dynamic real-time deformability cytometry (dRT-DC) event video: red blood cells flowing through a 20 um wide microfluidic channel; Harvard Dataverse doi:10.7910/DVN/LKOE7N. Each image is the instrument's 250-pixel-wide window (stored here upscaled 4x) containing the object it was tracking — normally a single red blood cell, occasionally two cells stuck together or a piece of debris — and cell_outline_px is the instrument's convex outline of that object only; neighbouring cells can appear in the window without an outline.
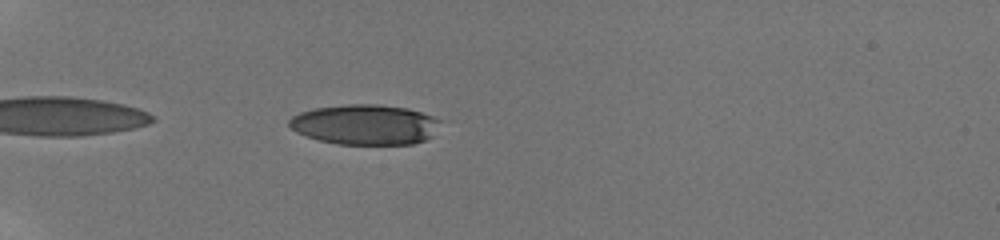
{"species": "human", "species_latin": "Homo sapiens", "temperature_condition": "room temperature", "stored_images_in_passage": 40, "camera_frame_rate_fps": 3000, "um_per_image_px": 0.085, "donor": {"sex": "male"}, "frame": {"image": 1, "passage_image": 3, "time_ms": 0.667, "image_size_px": [1000, 240], "cell_outline_px": [[440, 120], [432, 136], [424, 140], [412, 144], [340, 144], [320, 140], [296, 132], [288, 124], [288, 120], [292, 116], [300, 112], [312, 108], [348, 104], [376, 104], [408, 108], [432, 116]], "centroid_in_image_um": [31.0, 10.58], "position_along_channel_um": 54.0, "area_um2": 35.2}}
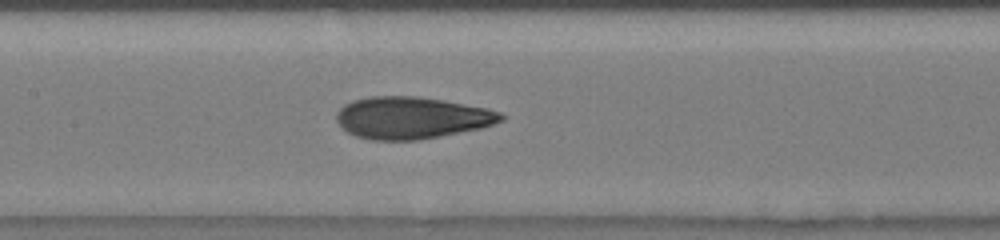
{"frame": {"image": 2, "passage_image": 15, "time_ms": 4.667, "image_size_px": [1000, 240], "cell_outline_px": [[504, 120], [480, 128], [440, 136], [416, 140], [372, 140], [356, 136], [348, 132], [336, 120], [336, 112], [344, 104], [352, 100], [368, 96], [416, 96], [444, 100], [488, 108], [500, 112], [504, 116]], "centroid_in_image_um": [34.97, 10.0], "position_along_channel_um": 172.4, "area_um2": 40.23}}
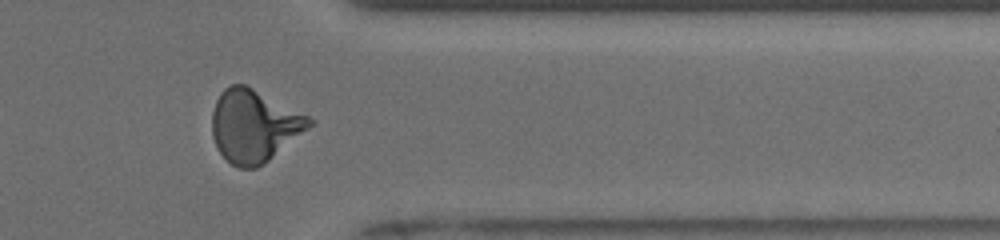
{"frame": {"image": 3, "passage_image": 32, "time_ms": 10.333, "image_size_px": [1000, 240], "cell_outline_px": [[316, 124], [264, 164], [256, 168], [240, 168], [232, 164], [216, 148], [212, 136], [212, 112], [216, 100], [220, 92], [224, 88], [232, 84], [244, 84], [316, 120]], "centroid_in_image_um": [21.61, 10.71], "position_along_channel_um": 389.8, "area_um2": 41.1}, "authors_computed_cell_mechanics": {"area_um2": 38.9572, "velocity_mm_per_s": 3.8888, "shape_relaxation_time_tau1_ms": 6.0328, "shape_relaxation_time_tau2_ms": 1.1902, "deformation_change_tau1": 0.2239, "deformation_change_tau2": 0.0874}}